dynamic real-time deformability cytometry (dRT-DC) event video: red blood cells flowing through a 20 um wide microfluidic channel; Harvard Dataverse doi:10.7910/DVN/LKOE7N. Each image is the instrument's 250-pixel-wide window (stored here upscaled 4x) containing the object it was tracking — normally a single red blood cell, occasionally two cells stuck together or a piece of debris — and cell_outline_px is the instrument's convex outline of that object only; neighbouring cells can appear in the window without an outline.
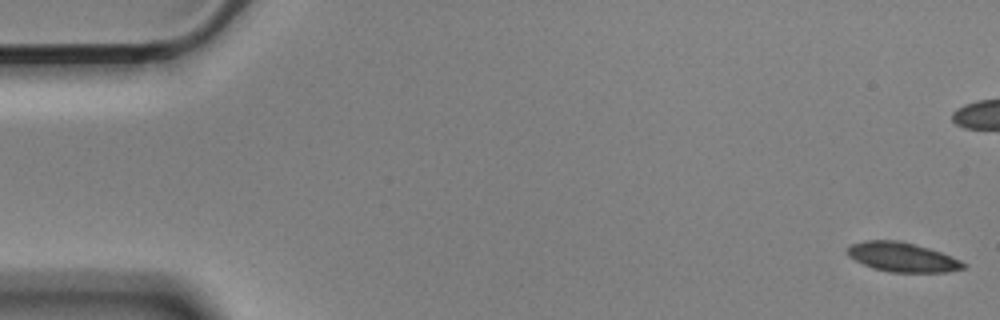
{"species": "Egyptian fruit bat (a non-hibernating species)", "species_latin": "Rousettus aegyptiacus", "temperature_condition": "cold", "stored_images_in_passage": 57, "camera_frame_rate_fps": 3000, "um_per_image_px": 0.085, "animal": {"sex": "male"}, "frame": {"image": 1, "passage_image": 1, "time_ms": 0.0, "image_size_px": [1000, 320], "cell_outline_px": [[968, 264], [964, 268], [948, 272], [892, 272], [872, 268], [848, 256], [844, 252], [844, 248], [852, 244], [864, 240], [896, 240], [916, 244], [952, 256]], "centroid_in_image_um": [76.67, 21.85], "position_along_channel_um": 8.3, "area_um2": 20.0}}
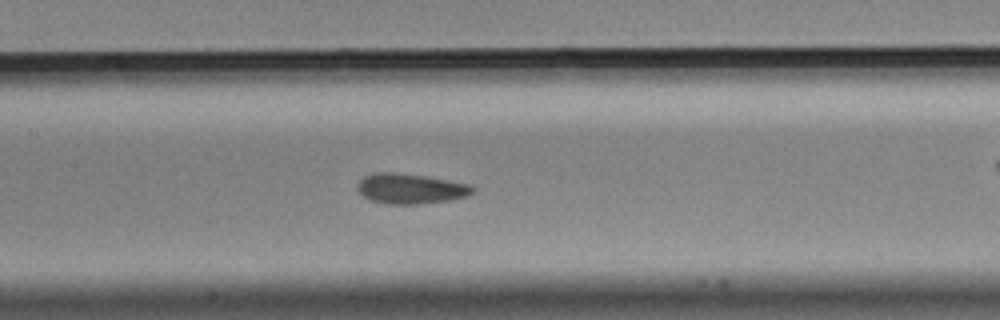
{"frame": {"image": 2, "passage_image": 26, "time_ms": 8.333, "image_size_px": [1000, 320], "cell_outline_px": [[472, 192], [468, 196], [452, 200], [420, 204], [384, 204], [368, 200], [356, 188], [356, 184], [364, 176], [376, 172], [400, 172], [428, 176], [468, 184], [472, 188]], "centroid_in_image_um": [34.84, 16.03], "position_along_channel_um": 172.6, "area_um2": 20.52}}
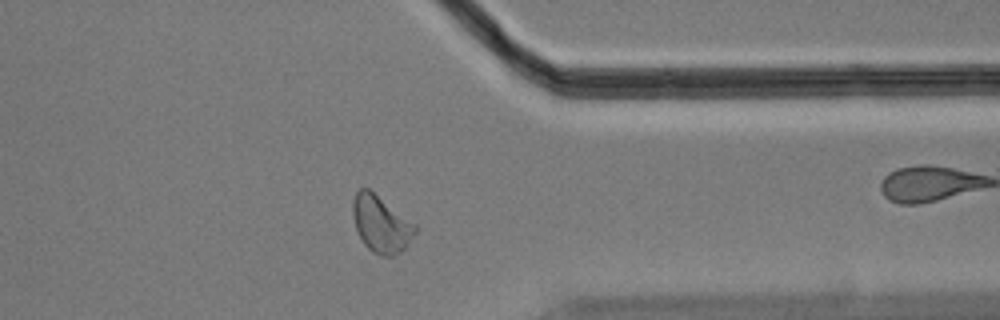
{"frame": {"image": 3, "passage_image": 44, "time_ms": 14.333, "image_size_px": [1000, 320], "cell_outline_px": [[420, 228], [408, 244], [400, 252], [392, 256], [380, 256], [372, 252], [364, 244], [356, 228], [352, 212], [352, 200], [356, 192], [360, 188], [368, 188], [416, 224]], "centroid_in_image_um": [32.4, 19.05], "position_along_channel_um": 379.0, "area_um2": 20.69}, "authors_computed_cell_mechanics": {"area_um2": 20.1144, "velocity_mm_per_s": 3.5677, "shape_relaxation_time_tau1_ms": 10.3749, "shape_relaxation_time_tau2_ms": 2.0872, "deformation_change_tau1": 0.1943, "deformation_change_tau2": 0.0685}}